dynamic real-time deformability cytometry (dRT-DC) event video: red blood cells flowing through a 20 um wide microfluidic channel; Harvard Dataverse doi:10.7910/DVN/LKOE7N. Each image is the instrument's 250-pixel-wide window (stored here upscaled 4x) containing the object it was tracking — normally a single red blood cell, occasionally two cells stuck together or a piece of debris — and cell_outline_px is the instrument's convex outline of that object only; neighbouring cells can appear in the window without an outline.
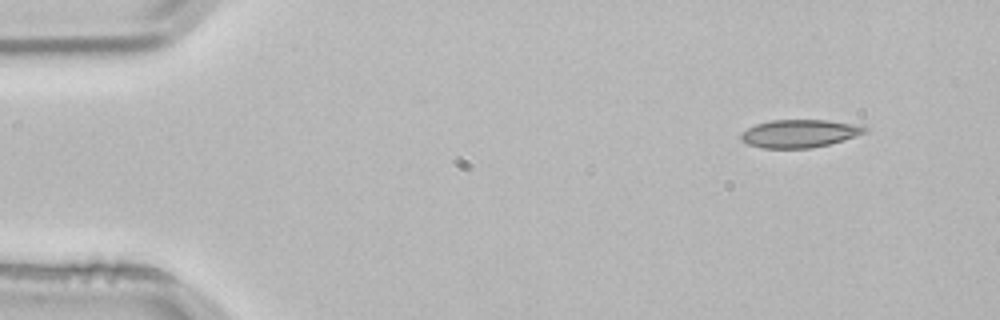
{"species": "common noctule bat (a hibernating species)", "species_latin": "Nyctalus noctula", "temperature_condition": "room temperature", "stored_images_in_passage": 2, "camera_frame_rate_fps": 3000, "um_per_image_px": 0.085, "animal": {"sex": "male", "body_mass_g": 21.5, "forearm_length_mm": 52.0}, "frame": {"image": 1, "passage_image": 1, "time_ms": 0.0, "image_size_px": [1000, 320], "cell_outline_px": [[868, 132], [828, 144], [812, 148], [764, 148], [748, 144], [740, 140], [740, 132], [756, 124], [772, 120], [828, 120], [864, 124], [868, 128]], "centroid_in_image_um": [67.99, 11.33], "position_along_channel_um": 17.0, "area_um2": 20.35}}
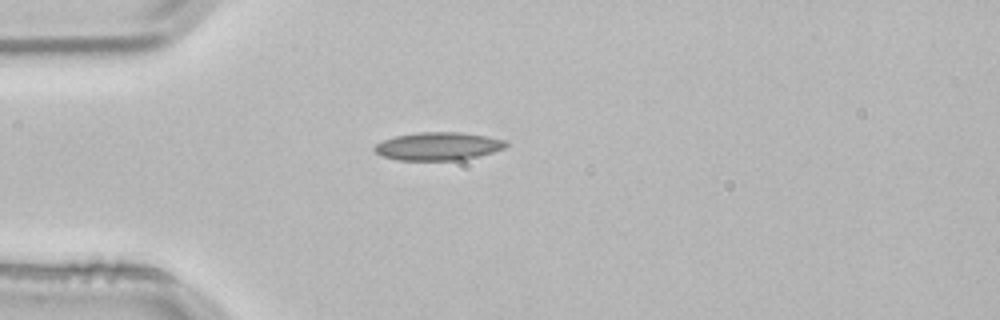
{"frame": {"image": 2, "passage_image": 2, "time_ms": 0.333, "image_size_px": [1000, 320], "cell_outline_px": [[508, 144], [504, 148], [480, 156], [460, 160], [396, 160], [380, 156], [372, 148], [376, 144], [384, 140], [396, 136], [420, 132], [460, 132], [484, 136], [504, 140]], "centroid_in_image_um": [37.21, 12.44], "position_along_channel_um": 47.8, "area_um2": 21.39}}